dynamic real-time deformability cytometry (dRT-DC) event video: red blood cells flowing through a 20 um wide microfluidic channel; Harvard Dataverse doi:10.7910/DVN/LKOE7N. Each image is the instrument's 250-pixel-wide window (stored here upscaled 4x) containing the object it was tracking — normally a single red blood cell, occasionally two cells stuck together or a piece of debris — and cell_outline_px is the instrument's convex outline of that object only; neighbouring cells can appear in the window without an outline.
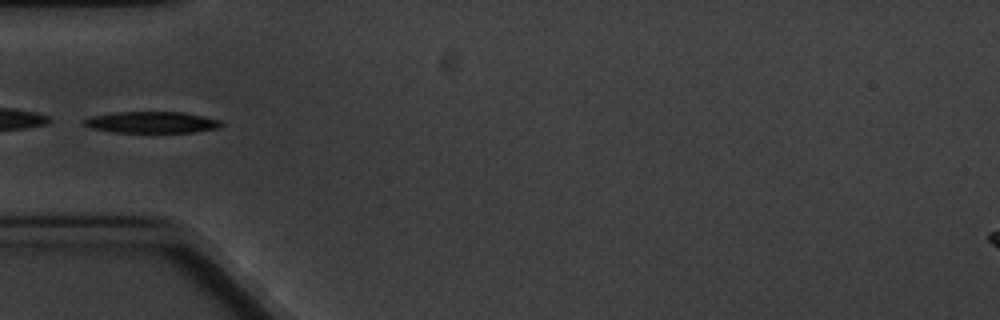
{"species": "common noctule bat (a hibernating species)", "species_latin": "Nyctalus noctula", "temperature_condition": "cold", "stored_images_in_passage": 7, "camera_frame_rate_fps": 3000, "um_per_image_px": 0.085, "animal": {"sex": "male", "body_mass_g": 20.1, "forearm_length_mm": 53.5}, "frame": {"image": 1, "passage_image": 6, "time_ms": 5.667, "image_size_px": [1000, 320], "cell_outline_px": [[224, 124], [216, 128], [196, 132], [112, 132], [92, 128], [84, 124], [84, 120], [92, 116], [112, 112], [184, 112], [220, 120]], "centroid_in_image_um": [12.91, 10.39], "position_along_channel_um": 72.1, "area_um2": 16.99}}